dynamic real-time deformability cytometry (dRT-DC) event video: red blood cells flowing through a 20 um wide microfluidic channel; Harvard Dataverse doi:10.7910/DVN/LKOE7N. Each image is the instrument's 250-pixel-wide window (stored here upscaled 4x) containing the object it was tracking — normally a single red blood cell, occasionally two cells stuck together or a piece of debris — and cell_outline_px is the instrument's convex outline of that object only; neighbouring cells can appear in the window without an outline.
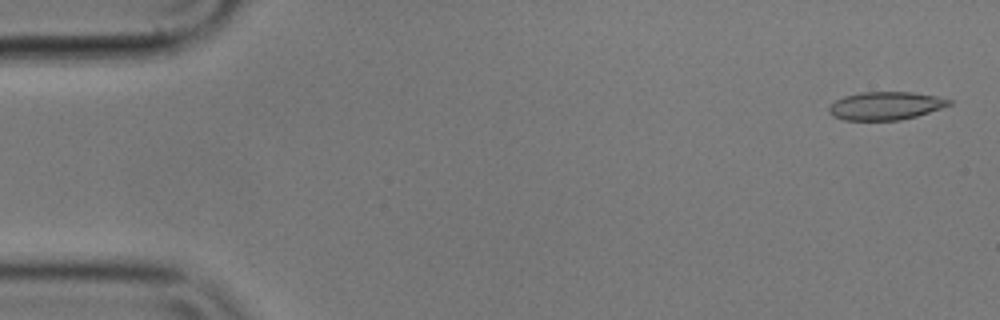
{"species": "common noctule bat (a hibernating species)", "species_latin": "Nyctalus noctula", "temperature_condition": "cold", "stored_images_in_passage": 56, "camera_frame_rate_fps": 3000, "um_per_image_px": 0.085, "animal": {"sex": "male", "body_mass_g": 17.9}, "frame": {"image": 1, "passage_image": 2, "time_ms": 0.333, "image_size_px": [1000, 320], "cell_outline_px": [[952, 104], [916, 116], [900, 120], [844, 120], [832, 116], [828, 112], [828, 108], [836, 100], [844, 96], [860, 92], [912, 92], [936, 96], [952, 100]], "centroid_in_image_um": [75.25, 8.99], "position_along_channel_um": 9.8, "area_um2": 19.59}}
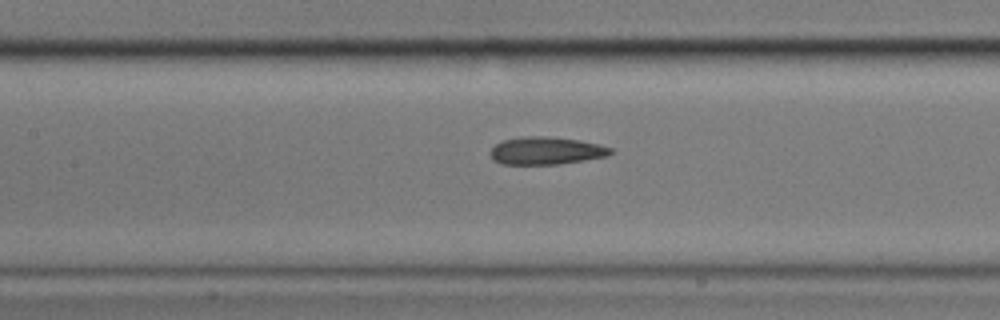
{"frame": {"image": 2, "passage_image": 25, "time_ms": 8.0, "image_size_px": [1000, 320], "cell_outline_px": [[616, 152], [608, 156], [560, 164], [500, 164], [492, 160], [488, 152], [496, 144], [504, 140], [528, 136], [544, 136], [580, 140], [600, 144], [612, 148]], "centroid_in_image_um": [46.44, 12.82], "position_along_channel_um": 161.0, "area_um2": 19.54}}
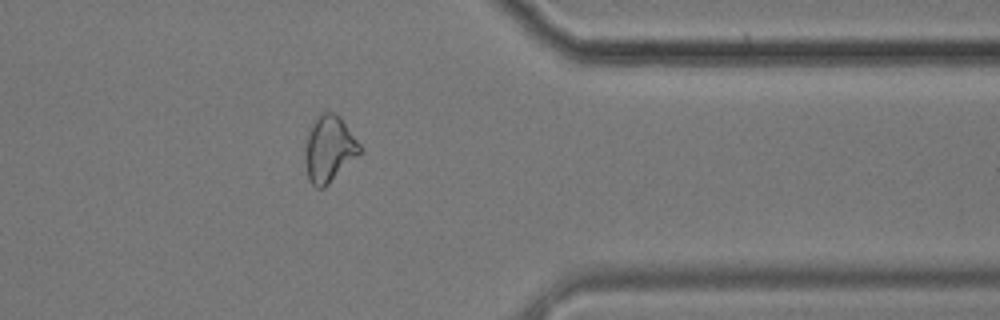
{"frame": {"image": 3, "passage_image": 45, "time_ms": 14.667, "image_size_px": [1000, 320], "cell_outline_px": [[364, 152], [324, 188], [316, 188], [308, 180], [304, 160], [304, 144], [308, 128], [316, 116], [320, 112], [332, 112], [340, 116], [364, 148]], "centroid_in_image_um": [27.98, 12.65], "position_along_channel_um": 383.4, "area_um2": 22.08}, "authors_computed_cell_mechanics": {"area_um2": 20.4034, "velocity_mm_per_s": 3.5387, "shape_relaxation_time_tau1_ms": null, "shape_relaxation_time_tau2_ms": 3.8106, "deformation_change_tau1": null, "deformation_change_tau2": 0.0933}}